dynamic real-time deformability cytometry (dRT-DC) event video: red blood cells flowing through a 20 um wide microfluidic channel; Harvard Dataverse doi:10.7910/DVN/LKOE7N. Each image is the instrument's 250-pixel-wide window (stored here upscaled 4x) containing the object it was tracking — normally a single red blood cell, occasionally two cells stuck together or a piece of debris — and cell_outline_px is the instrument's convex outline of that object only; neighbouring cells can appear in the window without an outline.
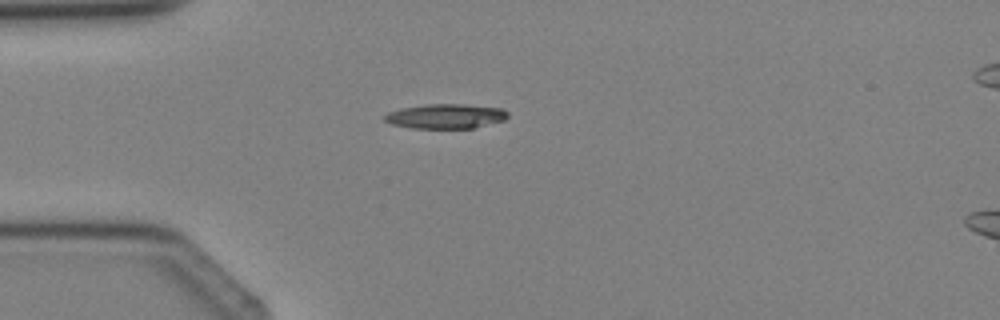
{"species": "Egyptian fruit bat (a non-hibernating species)", "species_latin": "Rousettus aegyptiacus", "temperature_condition": "cold", "stored_images_in_passage": 4, "camera_frame_rate_fps": 3000, "um_per_image_px": 0.085, "animal": {"sex": "female"}, "frame": {"image": 1, "passage_image": 3, "time_ms": 2.333, "image_size_px": [1000, 320], "cell_outline_px": [[508, 116], [504, 120], [472, 128], [412, 128], [392, 124], [384, 120], [384, 116], [388, 112], [400, 108], [424, 104], [464, 104], [504, 108], [508, 112]], "centroid_in_image_um": [37.88, 9.87], "position_along_channel_um": 47.1, "area_um2": 17.74}}